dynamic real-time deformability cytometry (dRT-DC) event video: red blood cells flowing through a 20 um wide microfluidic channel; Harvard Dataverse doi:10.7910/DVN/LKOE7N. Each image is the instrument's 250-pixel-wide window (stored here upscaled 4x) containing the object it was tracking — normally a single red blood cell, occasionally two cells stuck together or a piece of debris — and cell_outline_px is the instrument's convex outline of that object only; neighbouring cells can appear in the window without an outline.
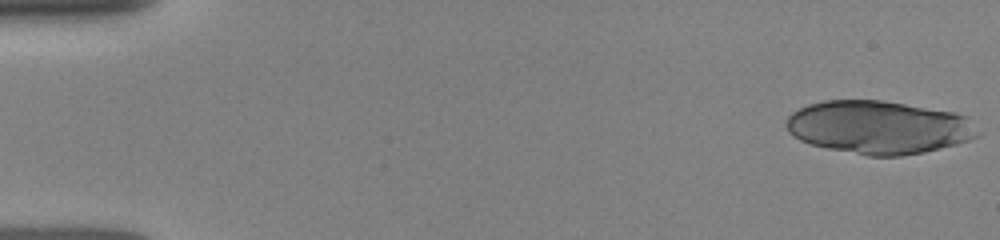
{"species": "human", "species_latin": "Homo sapiens", "temperature_condition": "room temperature", "stored_images_in_passage": 14, "camera_frame_rate_fps": 3000, "um_per_image_px": 0.085, "donor": {"sex": "female"}, "frame": {"image": 1, "passage_image": 1, "time_ms": 0.0, "image_size_px": [1000, 240], "cell_outline_px": [[980, 132], [976, 136], [968, 140], [956, 144], [924, 152], [900, 156], [868, 156], [828, 148], [812, 144], [800, 140], [792, 136], [788, 132], [784, 124], [788, 116], [792, 112], [808, 104], [824, 100], [884, 100], [956, 112], [968, 116]], "centroid_in_image_um": [74.69, 10.81], "position_along_channel_um": 10.3, "area_um2": 59.65}}